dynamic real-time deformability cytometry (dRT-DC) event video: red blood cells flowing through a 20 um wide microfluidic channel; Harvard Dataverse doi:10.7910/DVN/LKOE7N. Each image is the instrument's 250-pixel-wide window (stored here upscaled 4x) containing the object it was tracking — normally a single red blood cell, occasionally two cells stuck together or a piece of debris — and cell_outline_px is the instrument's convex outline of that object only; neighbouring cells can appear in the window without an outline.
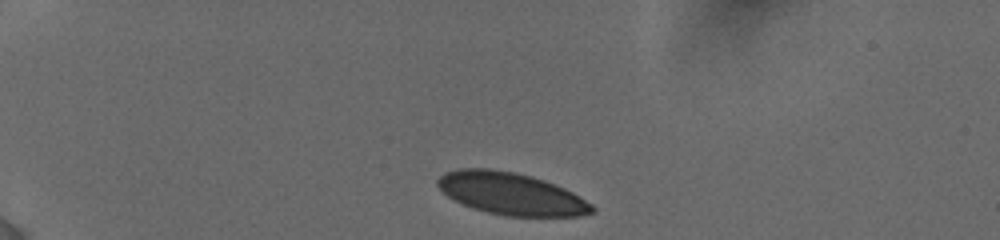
{"species": "human", "species_latin": "Homo sapiens", "temperature_condition": "cold", "stored_images_in_passage": 13, "camera_frame_rate_fps": 3000, "um_per_image_px": 0.085, "donor": {"sex": "female"}, "frame": {"image": 1, "passage_image": 1, "time_ms": 0.0, "image_size_px": [1000, 240], "cell_outline_px": [[596, 212], [580, 216], [504, 216], [472, 208], [448, 196], [436, 184], [436, 180], [444, 172], [460, 168], [488, 168], [516, 172], [532, 176], [544, 180], [564, 188], [580, 196], [592, 204], [596, 208]], "centroid_in_image_um": [43.47, 16.46], "position_along_channel_um": 41.5, "area_um2": 38.03}}
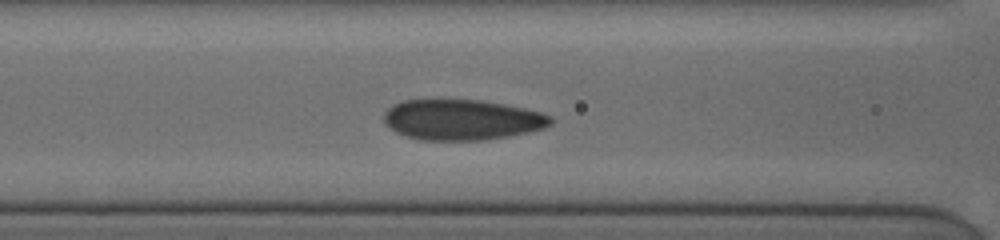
{"frame": {"image": 2, "passage_image": 8, "time_ms": 4.0, "image_size_px": [1000, 240], "cell_outline_px": [[552, 124], [544, 128], [528, 132], [508, 136], [484, 140], [420, 140], [396, 132], [384, 124], [384, 112], [392, 104], [404, 100], [440, 96], [480, 100], [504, 104], [524, 108], [540, 112], [552, 116]], "centroid_in_image_um": [39.21, 10.13], "position_along_channel_um": 127.4, "area_um2": 40.52}}
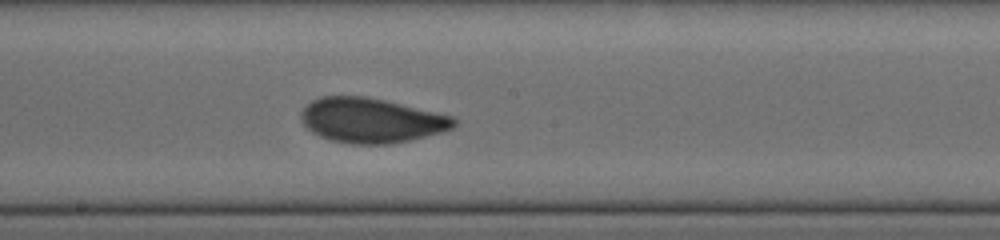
{"frame": {"image": 3, "passage_image": 13, "time_ms": 6.333, "image_size_px": [1000, 240], "cell_outline_px": [[456, 124], [452, 128], [444, 132], [408, 140], [388, 144], [352, 144], [332, 140], [320, 136], [312, 132], [300, 120], [300, 112], [312, 100], [320, 96], [364, 96], [384, 100], [456, 116]], "centroid_in_image_um": [31.57, 10.22], "position_along_channel_um": 216.6, "area_um2": 39.94}}